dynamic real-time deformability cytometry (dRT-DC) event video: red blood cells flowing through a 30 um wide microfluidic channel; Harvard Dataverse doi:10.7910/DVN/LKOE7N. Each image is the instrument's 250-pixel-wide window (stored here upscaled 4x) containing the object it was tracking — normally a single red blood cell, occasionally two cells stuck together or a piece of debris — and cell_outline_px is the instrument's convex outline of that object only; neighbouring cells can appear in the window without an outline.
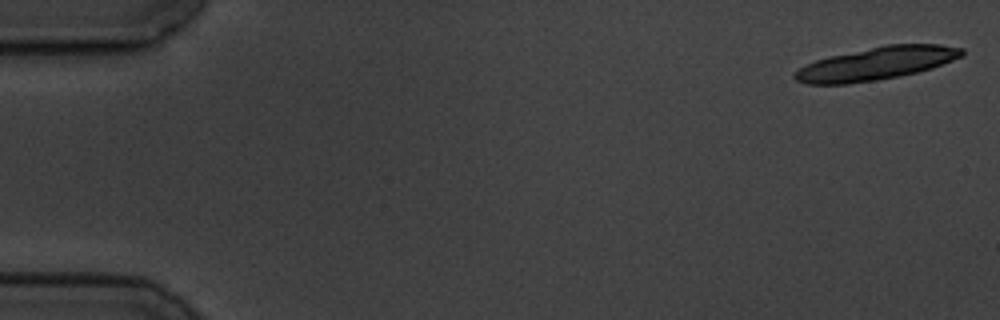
{"species": "common noctule bat (a hibernating species)", "species_latin": "Nyctalus noctula", "temperature_condition": "cold", "stored_images_in_passage": 19, "camera_frame_rate_fps": 3000, "um_per_image_px": 0.085, "animal": {"sex": "male", "body_mass_g": 19.5, "forearm_length_mm": 54.6}, "frame": {"image": 1, "passage_image": 1, "time_ms": 0.0, "image_size_px": [1000, 320], "cell_outline_px": [[964, 56], [932, 68], [900, 76], [876, 80], [848, 84], [808, 84], [796, 80], [792, 76], [800, 68], [816, 60], [832, 56], [888, 44], [940, 44], [964, 48]], "centroid_in_image_um": [74.55, 5.4], "position_along_channel_um": 10.4, "area_um2": 31.73}}